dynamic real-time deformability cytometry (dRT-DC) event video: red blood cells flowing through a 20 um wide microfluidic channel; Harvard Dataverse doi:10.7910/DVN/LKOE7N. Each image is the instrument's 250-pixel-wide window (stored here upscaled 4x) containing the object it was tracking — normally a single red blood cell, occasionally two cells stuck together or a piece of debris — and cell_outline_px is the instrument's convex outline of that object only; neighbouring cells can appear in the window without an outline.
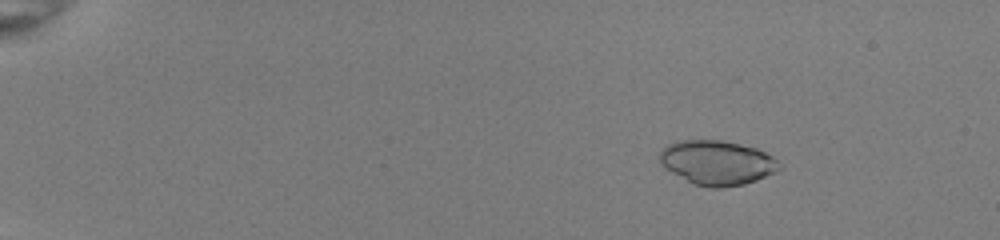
{"species": "common noctule bat (a hibernating species)", "species_latin": "Nyctalus noctula", "temperature_condition": "room temperature", "stored_images_in_passage": 31, "camera_frame_rate_fps": 3000, "um_per_image_px": 0.085, "animal": {"sex": "female", "body_mass_g": 22.0, "forearm_length_mm": 56.7}, "frame": {"image": 1, "passage_image": 3, "time_ms": 0.667, "image_size_px": [1000, 240], "cell_outline_px": [[780, 168], [756, 180], [744, 184], [724, 188], [708, 188], [692, 184], [664, 168], [660, 164], [660, 152], [668, 144], [676, 140], [720, 140], [740, 144], [756, 148], [772, 156], [780, 164]], "centroid_in_image_um": [60.9, 13.83], "position_along_channel_um": 24.1, "area_um2": 30.98}}